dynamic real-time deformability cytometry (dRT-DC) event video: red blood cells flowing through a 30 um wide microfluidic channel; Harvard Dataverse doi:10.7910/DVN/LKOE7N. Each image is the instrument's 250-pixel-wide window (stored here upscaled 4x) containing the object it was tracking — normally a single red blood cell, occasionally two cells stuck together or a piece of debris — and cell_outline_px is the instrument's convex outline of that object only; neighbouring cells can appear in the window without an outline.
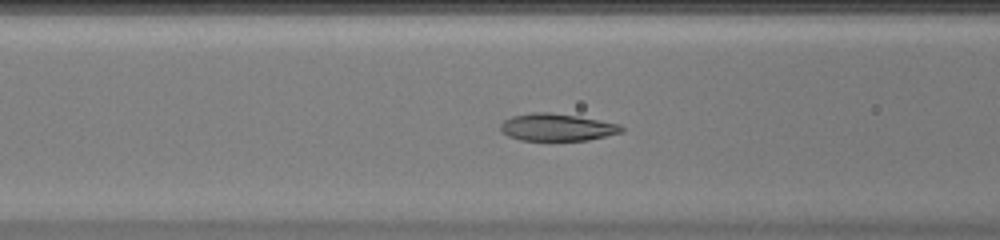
{"species": "common noctule bat (a hibernating species)", "species_latin": "Nyctalus noctula", "temperature_condition": "warm", "stored_images_in_passage": 47, "camera_frame_rate_fps": 3000, "um_per_image_px": 0.085, "animal": {"sex": "female", "body_mass_g": 20.0, "forearm_length_mm": 54.0}, "frame": {"image": 1, "passage_image": 16, "time_ms": 5.0, "image_size_px": [1000, 240], "cell_outline_px": [[624, 132], [588, 140], [520, 140], [508, 136], [500, 132], [500, 124], [504, 120], [512, 116], [532, 112], [548, 112], [576, 116], [620, 124], [624, 128]], "centroid_in_image_um": [47.32, 10.82], "position_along_channel_um": 119.3, "area_um2": 19.25}}
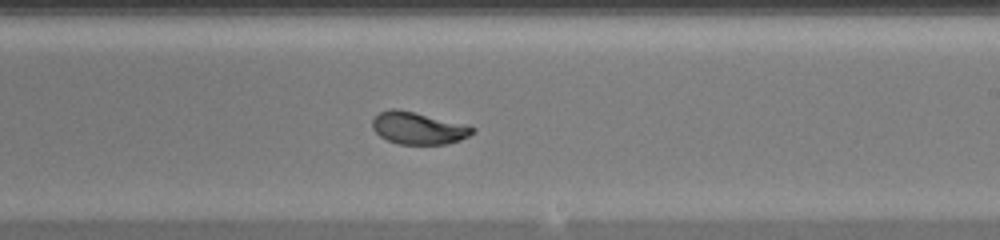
{"frame": {"image": 2, "passage_image": 26, "time_ms": 8.333, "image_size_px": [1000, 240], "cell_outline_px": [[476, 132], [460, 140], [448, 144], [400, 144], [388, 140], [380, 136], [372, 128], [372, 120], [380, 112], [392, 108], [396, 108], [468, 124], [476, 128]], "centroid_in_image_um": [35.6, 10.89], "position_along_channel_um": 253.4, "area_um2": 18.9}}
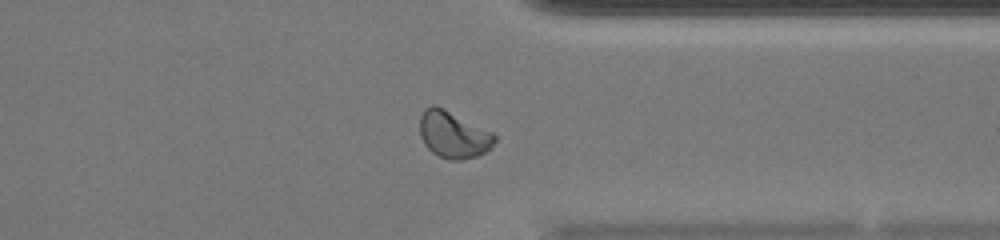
{"frame": {"image": 3, "passage_image": 35, "time_ms": 11.333, "image_size_px": [1000, 240], "cell_outline_px": [[496, 140], [492, 148], [476, 156], [464, 160], [452, 160], [440, 156], [432, 152], [424, 144], [420, 136], [420, 116], [424, 108], [432, 104], [436, 104], [492, 132], [496, 136]], "centroid_in_image_um": [38.52, 11.43], "position_along_channel_um": 372.9, "area_um2": 20.52}, "authors_computed_cell_mechanics": {"area_um2": 19.8832, "velocity_mm_per_s": 4.0383, "shape_relaxation_time_tau1_ms": 2.8371, "shape_relaxation_time_tau2_ms": 0.6702, "deformation_change_tau1": 0.1751, "deformation_change_tau2": 0.0545}}